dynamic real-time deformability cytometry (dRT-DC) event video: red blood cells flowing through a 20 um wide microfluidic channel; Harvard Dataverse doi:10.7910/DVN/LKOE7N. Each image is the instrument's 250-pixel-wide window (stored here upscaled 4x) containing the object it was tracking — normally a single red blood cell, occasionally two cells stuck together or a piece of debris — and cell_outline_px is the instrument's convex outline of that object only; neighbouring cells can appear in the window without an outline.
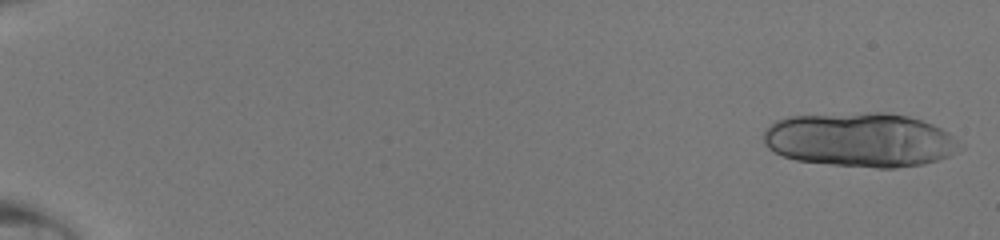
{"species": "human", "species_latin": "Homo sapiens", "temperature_condition": "room temperature", "stored_images_in_passage": 21, "camera_frame_rate_fps": 3000, "um_per_image_px": 0.085, "donor": {"sex": "male"}, "frame": {"image": 1, "passage_image": 1, "time_ms": 0.0, "image_size_px": [1000, 240], "cell_outline_px": [[964, 148], [940, 160], [924, 164], [896, 168], [876, 168], [832, 164], [796, 160], [772, 152], [764, 144], [764, 128], [776, 120], [788, 116], [864, 112], [888, 112], [908, 116], [932, 124], [948, 132], [964, 144]], "centroid_in_image_um": [73.13, 11.88], "position_along_channel_um": 11.9, "area_um2": 62.77}}